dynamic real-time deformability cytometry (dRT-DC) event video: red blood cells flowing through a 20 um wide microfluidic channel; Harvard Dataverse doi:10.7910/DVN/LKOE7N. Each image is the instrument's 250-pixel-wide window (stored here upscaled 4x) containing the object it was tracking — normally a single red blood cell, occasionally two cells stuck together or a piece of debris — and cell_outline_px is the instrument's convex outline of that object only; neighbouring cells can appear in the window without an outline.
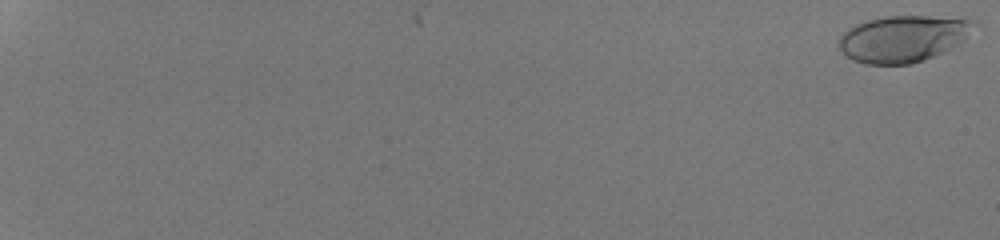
{"species": "human", "species_latin": "Homo sapiens", "temperature_condition": "room temperature", "stored_images_in_passage": 54, "camera_frame_rate_fps": 3000, "um_per_image_px": 0.085, "donor": {"sex": "male"}, "frame": {"image": 1, "passage_image": 1, "time_ms": 0.0, "image_size_px": [1000, 240], "cell_outline_px": [[968, 20], [964, 40], [952, 48], [924, 60], [908, 64], [864, 64], [852, 60], [840, 48], [840, 36], [844, 32], [856, 24], [868, 20], [888, 16], [928, 16]], "centroid_in_image_um": [76.64, 3.31], "position_along_channel_um": 8.4, "area_um2": 35.43}}
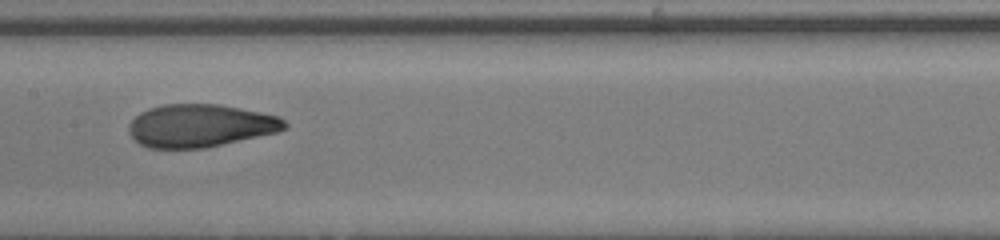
{"frame": {"image": 2, "passage_image": 33, "time_ms": 10.667, "image_size_px": [1000, 240], "cell_outline_px": [[288, 128], [276, 132], [204, 148], [148, 148], [140, 144], [128, 132], [128, 124], [140, 112], [148, 108], [164, 104], [220, 104], [280, 116], [288, 124]], "centroid_in_image_um": [17.01, 10.67], "position_along_channel_um": 190.4, "area_um2": 38.84}}
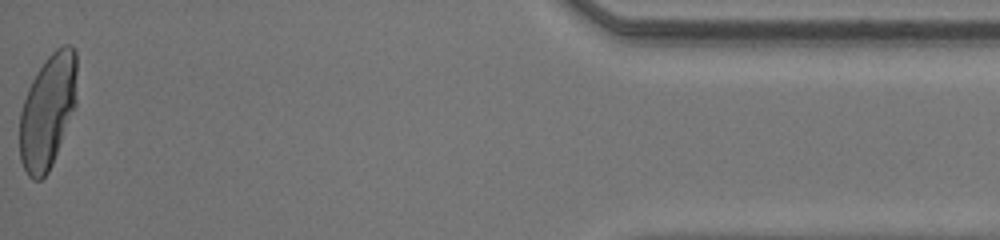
{"frame": {"image": 3, "passage_image": 54, "time_ms": 17.667, "image_size_px": [1000, 240], "cell_outline_px": [[76, 104], [52, 164], [48, 172], [40, 180], [32, 180], [28, 176], [20, 160], [20, 112], [28, 88], [36, 72], [48, 56], [56, 48], [64, 44], [72, 44], [76, 52]], "centroid_in_image_um": [4.05, 9.43], "position_along_channel_um": 431.1, "area_um2": 37.97}, "authors_computed_cell_mechanics": {"area_um2": 37.859, "velocity_mm_per_s": 4.3249, "shape_relaxation_time_tau1_ms": 6.3463, "shape_relaxation_time_tau2_ms": null, "deformation_change_tau1": 0.2658, "deformation_change_tau2": null}}